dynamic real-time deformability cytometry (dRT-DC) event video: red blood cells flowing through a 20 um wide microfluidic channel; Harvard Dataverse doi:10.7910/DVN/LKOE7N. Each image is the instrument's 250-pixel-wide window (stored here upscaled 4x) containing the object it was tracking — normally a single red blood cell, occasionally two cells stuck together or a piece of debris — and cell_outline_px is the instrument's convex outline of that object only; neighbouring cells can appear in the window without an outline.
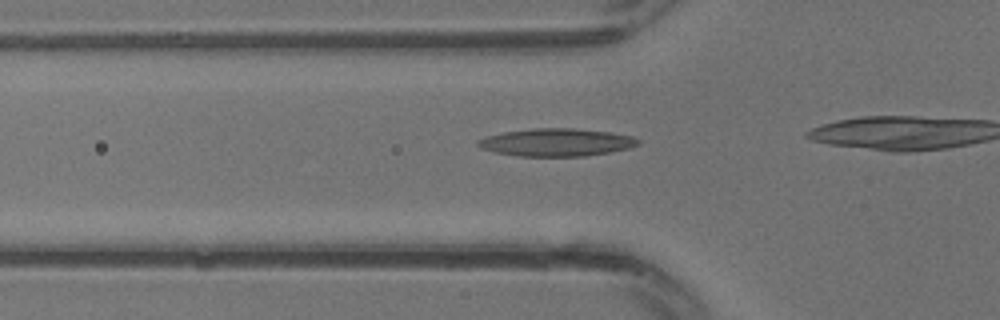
{"species": "common noctule bat (a hibernating species)", "species_latin": "Nyctalus noctula", "temperature_condition": "warm", "stored_images_in_passage": 11, "camera_frame_rate_fps": 3000, "um_per_image_px": 0.085, "animal": {"sex": "male", "body_mass_g": 13.3}, "frame": {"image": 1, "passage_image": 8, "time_ms": 2.333, "image_size_px": [1000, 320], "cell_outline_px": [[640, 144], [628, 148], [608, 152], [584, 156], [516, 156], [496, 152], [480, 148], [476, 144], [476, 140], [484, 136], [504, 132], [532, 128], [576, 128], [612, 132], [632, 136], [640, 140]], "centroid_in_image_um": [47.27, 12.09], "position_along_channel_um": 78.5, "area_um2": 26.01}}
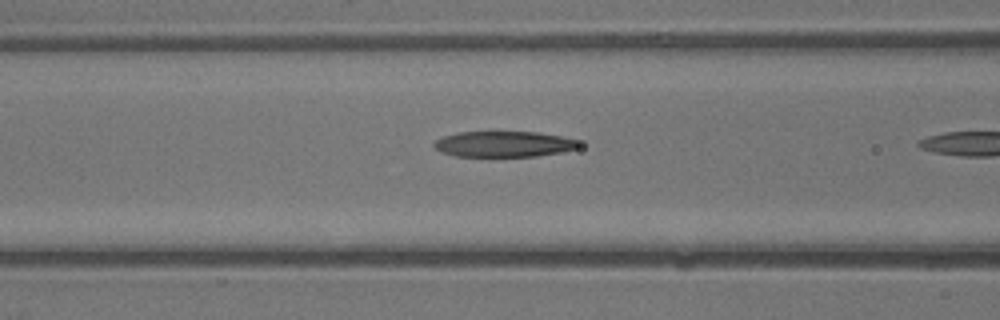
{"frame": {"image": 2, "passage_image": 10, "time_ms": 3.0, "image_size_px": [1000, 320], "cell_outline_px": [[584, 144], [580, 148], [564, 152], [536, 156], [456, 156], [444, 152], [436, 148], [432, 144], [440, 136], [460, 132], [540, 132], [580, 140]], "centroid_in_image_um": [42.92, 12.24], "position_along_channel_um": 123.7, "area_um2": 21.96}}